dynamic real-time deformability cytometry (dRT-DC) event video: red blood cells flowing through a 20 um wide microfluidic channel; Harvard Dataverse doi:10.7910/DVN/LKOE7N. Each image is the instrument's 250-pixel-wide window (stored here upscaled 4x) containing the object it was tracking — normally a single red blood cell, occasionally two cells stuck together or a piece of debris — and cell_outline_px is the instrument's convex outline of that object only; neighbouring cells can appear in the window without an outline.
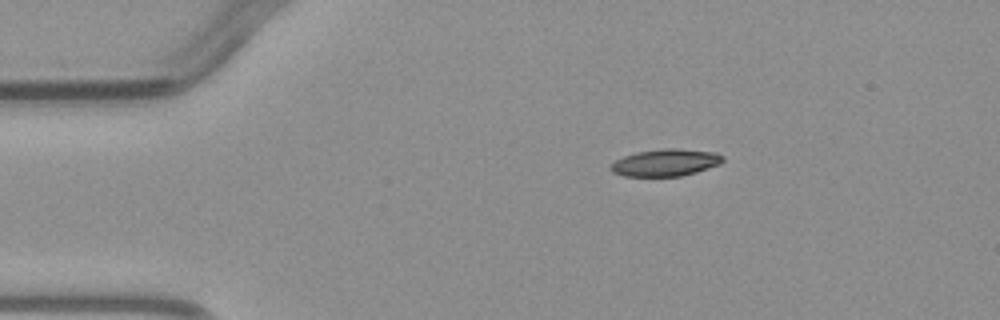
{"species": "common noctule bat (a hibernating species)", "species_latin": "Nyctalus noctula", "temperature_condition": "warm", "stored_images_in_passage": 1, "camera_frame_rate_fps": 3000, "um_per_image_px": 0.085, "animal": {"sex": "male", "body_mass_g": 23.1, "forearm_length_mm": 52.7}, "frame": {"image": 1, "passage_image": 1, "time_ms": 0.0, "image_size_px": [1000, 320], "cell_outline_px": [[724, 160], [720, 164], [696, 172], [680, 176], [624, 176], [612, 172], [608, 168], [616, 160], [624, 156], [636, 152], [664, 148], [680, 148], [716, 152], [724, 156]], "centroid_in_image_um": [56.58, 13.81], "position_along_channel_um": 28.4, "area_um2": 17.8}}